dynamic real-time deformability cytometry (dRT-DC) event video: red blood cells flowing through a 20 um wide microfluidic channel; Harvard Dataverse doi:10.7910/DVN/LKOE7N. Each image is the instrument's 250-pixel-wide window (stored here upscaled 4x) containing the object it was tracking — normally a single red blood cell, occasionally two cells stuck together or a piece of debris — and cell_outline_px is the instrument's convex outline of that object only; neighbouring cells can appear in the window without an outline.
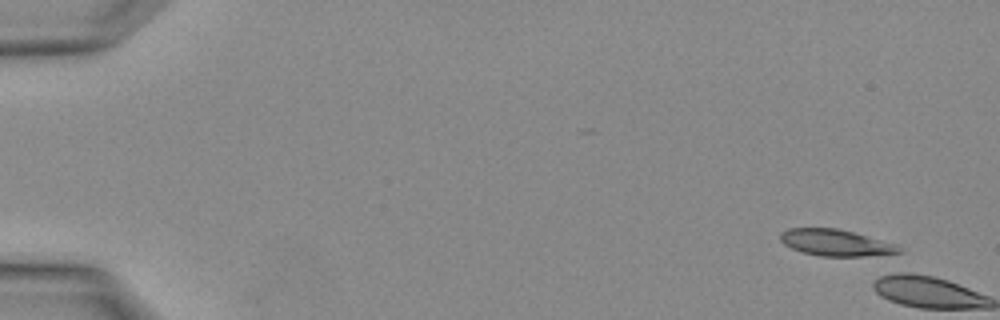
{"species": "Egyptian fruit bat (a non-hibernating species)", "species_latin": "Rousettus aegyptiacus", "temperature_condition": "warm", "stored_images_in_passage": 3, "camera_frame_rate_fps": 3000, "um_per_image_px": 0.085, "animal": {"sex": "female"}, "frame": {"image": 1, "passage_image": 3, "time_ms": 0.667, "image_size_px": [1000, 320], "cell_outline_px": [[904, 252], [864, 256], [820, 256], [804, 252], [792, 248], [784, 244], [780, 240], [780, 232], [788, 228], [836, 228], [852, 232], [896, 244]], "centroid_in_image_um": [71.01, 20.62], "position_along_channel_um": 14.0, "area_um2": 18.09}}